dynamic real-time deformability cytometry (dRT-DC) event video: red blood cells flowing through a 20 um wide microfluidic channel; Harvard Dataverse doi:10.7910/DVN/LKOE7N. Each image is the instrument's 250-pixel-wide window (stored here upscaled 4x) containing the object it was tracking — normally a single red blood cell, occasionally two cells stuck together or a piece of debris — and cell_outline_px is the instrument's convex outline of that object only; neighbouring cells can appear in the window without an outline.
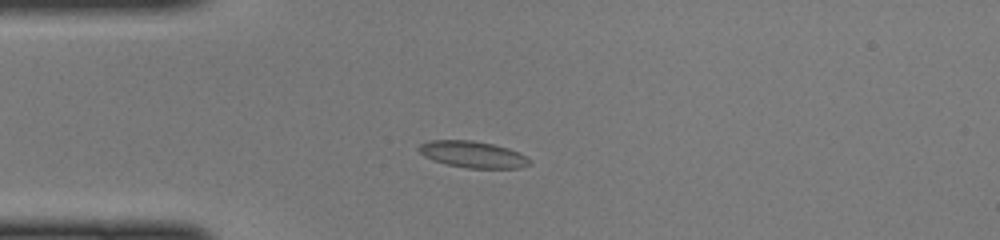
{"species": "common noctule bat (a hibernating species)", "species_latin": "Nyctalus noctula", "temperature_condition": "cold", "stored_images_in_passage": 36, "camera_frame_rate_fps": 3000, "um_per_image_px": 0.085, "animal": {"sex": "female", "body_mass_g": 22.0, "forearm_length_mm": 56.7}, "frame": {"image": 1, "passage_image": 1, "time_ms": 0.0, "image_size_px": [1000, 240], "cell_outline_px": [[532, 164], [520, 168], [468, 168], [444, 164], [432, 160], [424, 156], [416, 148], [420, 144], [432, 140], [472, 140], [492, 144], [508, 148], [520, 152], [528, 156], [532, 160]], "centroid_in_image_um": [40.22, 13.13], "position_along_channel_um": 44.8, "area_um2": 17.4}}
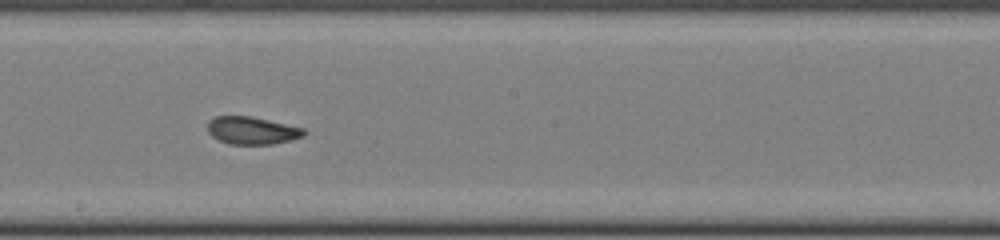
{"frame": {"image": 2, "passage_image": 15, "time_ms": 4.667, "image_size_px": [1000, 240], "cell_outline_px": [[308, 132], [304, 136], [292, 140], [272, 144], [228, 144], [212, 136], [208, 132], [208, 120], [216, 116], [252, 116], [304, 128]], "centroid_in_image_um": [21.45, 11.09], "position_along_channel_um": 226.8, "area_um2": 15.61}}
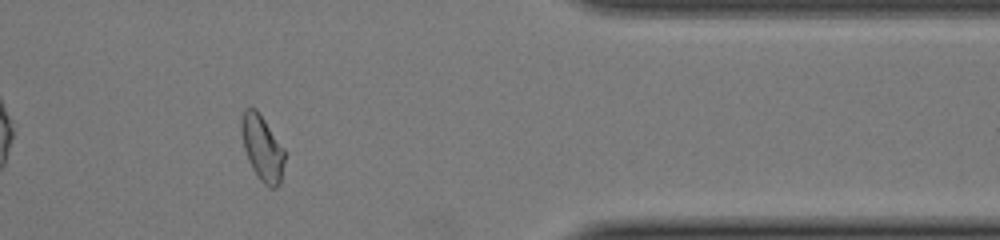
{"frame": {"image": 3, "passage_image": 28, "time_ms": 9.0, "image_size_px": [1000, 240], "cell_outline_px": [[284, 160], [280, 184], [276, 188], [268, 188], [260, 180], [252, 168], [248, 160], [244, 148], [240, 132], [240, 120], [244, 108], [256, 108], [284, 148]], "centroid_in_image_um": [22.27, 12.58], "position_along_channel_um": 389.1, "area_um2": 16.59}}